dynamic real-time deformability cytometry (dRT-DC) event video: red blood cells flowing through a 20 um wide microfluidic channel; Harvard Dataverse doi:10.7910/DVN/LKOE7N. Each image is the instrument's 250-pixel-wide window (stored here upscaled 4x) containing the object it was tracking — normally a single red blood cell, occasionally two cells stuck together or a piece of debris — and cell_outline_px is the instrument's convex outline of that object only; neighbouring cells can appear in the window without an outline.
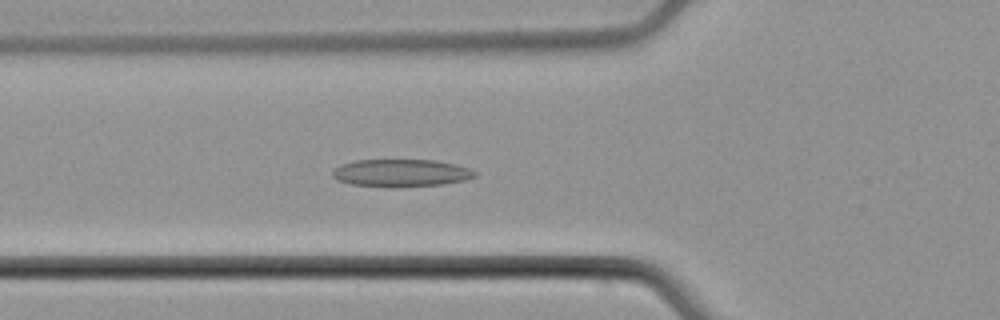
{"species": "common noctule bat (a hibernating species)", "species_latin": "Nyctalus noctula", "temperature_condition": "cold", "stored_images_in_passage": 50, "camera_frame_rate_fps": 3000, "um_per_image_px": 0.085, "animal": {"sex": "male", "body_mass_g": 21.5, "forearm_length_mm": 52.0}, "frame": {"image": 1, "passage_image": 14, "time_ms": 4.333, "image_size_px": [1000, 320], "cell_outline_px": [[476, 176], [464, 180], [444, 184], [396, 188], [392, 188], [352, 184], [336, 180], [332, 176], [332, 172], [340, 164], [356, 160], [436, 160], [456, 164], [472, 168], [476, 172]], "centroid_in_image_um": [34.11, 14.71], "position_along_channel_um": 91.7, "area_um2": 23.18}}
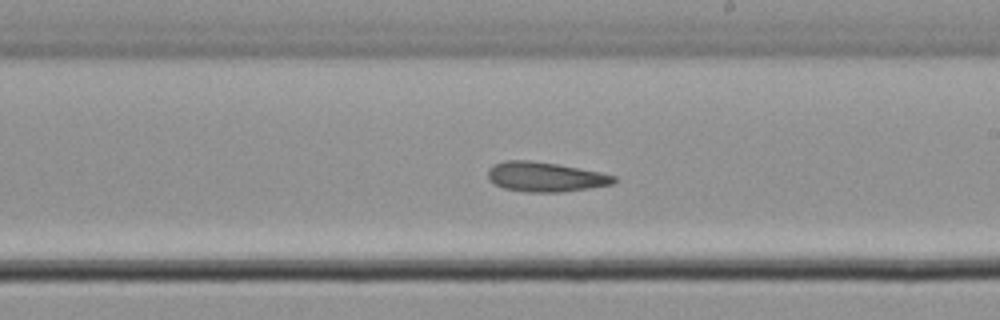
{"frame": {"image": 2, "passage_image": 26, "time_ms": 8.333, "image_size_px": [1000, 320], "cell_outline_px": [[616, 180], [612, 184], [564, 192], [528, 192], [504, 188], [488, 180], [488, 172], [496, 164], [504, 160], [528, 160], [556, 164], [600, 172], [616, 176]], "centroid_in_image_um": [46.36, 15.04], "position_along_channel_um": 242.6, "area_um2": 21.5}}
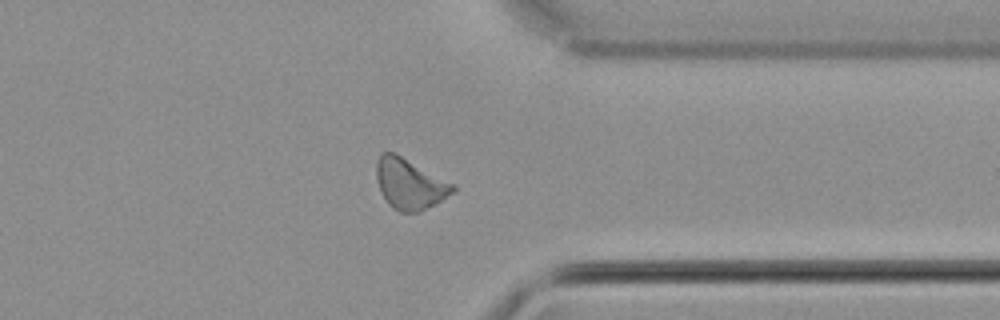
{"frame": {"image": 3, "passage_image": 37, "time_ms": 12.0, "image_size_px": [1000, 320], "cell_outline_px": [[456, 192], [420, 212], [400, 212], [392, 208], [388, 204], [380, 192], [376, 176], [376, 160], [380, 152], [392, 152], [456, 184]], "centroid_in_image_um": [34.83, 15.64], "position_along_channel_um": 376.6, "area_um2": 22.66}, "authors_computed_cell_mechanics": {"area_um2": 22.1374, "velocity_mm_per_s": 3.7732, "shape_relaxation_time_tau1_ms": null, "shape_relaxation_time_tau2_ms": 4.1062, "deformation_change_tau1": null, "deformation_change_tau2": 0.0951}}